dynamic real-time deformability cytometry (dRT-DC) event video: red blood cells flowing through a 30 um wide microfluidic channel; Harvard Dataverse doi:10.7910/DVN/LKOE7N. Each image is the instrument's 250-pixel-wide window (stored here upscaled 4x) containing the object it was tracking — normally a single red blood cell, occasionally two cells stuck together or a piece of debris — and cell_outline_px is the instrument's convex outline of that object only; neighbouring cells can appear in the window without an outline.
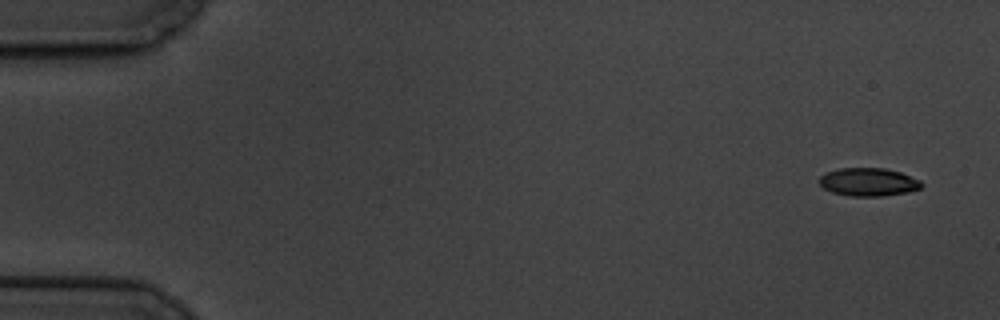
{"species": "common noctule bat (a hibernating species)", "species_latin": "Nyctalus noctula", "temperature_condition": "cold", "stored_images_in_passage": 6, "camera_frame_rate_fps": 3000, "um_per_image_px": 0.085, "animal": {"sex": "male", "body_mass_g": 19.5, "forearm_length_mm": 54.6}, "frame": {"image": 1, "passage_image": 1, "time_ms": 0.0, "image_size_px": [1000, 320], "cell_outline_px": [[924, 184], [920, 188], [908, 192], [880, 196], [848, 196], [832, 192], [824, 188], [820, 184], [820, 176], [828, 172], [840, 168], [884, 168], [900, 172], [920, 180]], "centroid_in_image_um": [73.83, 15.47], "position_along_channel_um": 11.2, "area_um2": 16.65}}